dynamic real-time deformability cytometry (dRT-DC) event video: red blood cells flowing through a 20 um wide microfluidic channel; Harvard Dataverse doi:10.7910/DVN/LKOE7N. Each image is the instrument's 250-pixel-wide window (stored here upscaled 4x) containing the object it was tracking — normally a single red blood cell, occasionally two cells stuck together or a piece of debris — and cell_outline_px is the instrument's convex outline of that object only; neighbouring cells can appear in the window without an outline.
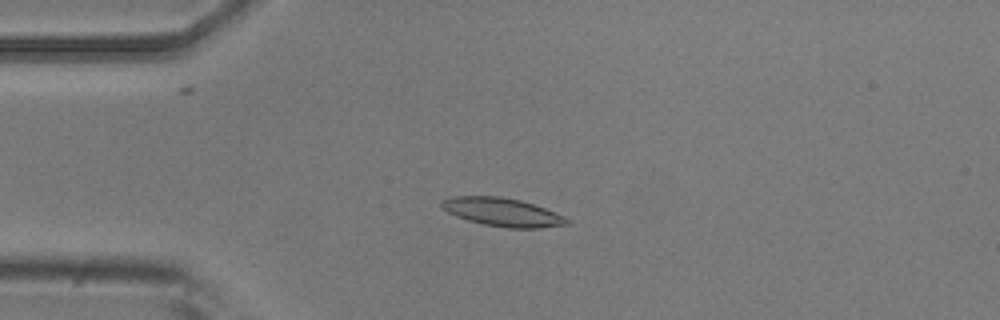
{"species": "common noctule bat (a hibernating species)", "species_latin": "Nyctalus noctula", "temperature_condition": "room temperature", "stored_images_in_passage": 48, "camera_frame_rate_fps": 3000, "um_per_image_px": 0.085, "animal": {"sex": "male", "body_mass_g": 20.5, "forearm_length_mm": 52.5}, "frame": {"image": 1, "passage_image": 9, "time_ms": 2.667, "image_size_px": [1000, 320], "cell_outline_px": [[572, 224], [540, 228], [508, 228], [484, 224], [468, 220], [456, 216], [448, 212], [440, 204], [440, 200], [452, 196], [500, 196], [520, 200], [544, 208], [564, 216], [572, 220]], "centroid_in_image_um": [42.74, 18.03], "position_along_channel_um": 42.3, "area_um2": 20.75}}
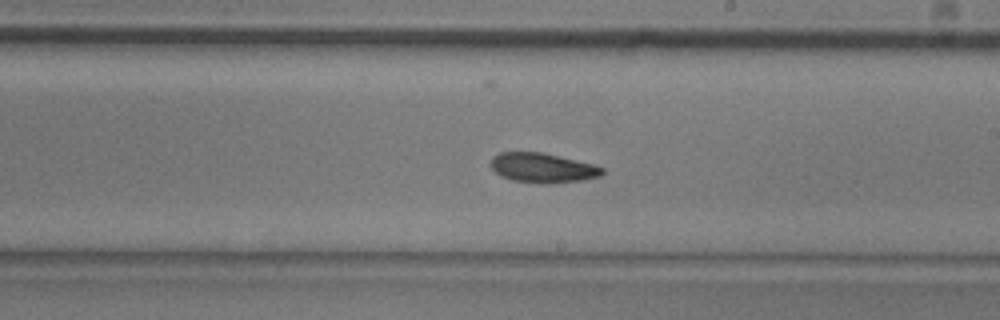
{"frame": {"image": 2, "passage_image": 26, "time_ms": 8.333, "image_size_px": [1000, 320], "cell_outline_px": [[604, 172], [600, 176], [584, 180], [552, 184], [544, 184], [512, 180], [500, 176], [492, 168], [492, 156], [500, 152], [544, 152], [596, 164], [604, 168]], "centroid_in_image_um": [46.17, 14.27], "position_along_channel_um": 242.8, "area_um2": 19.59}}
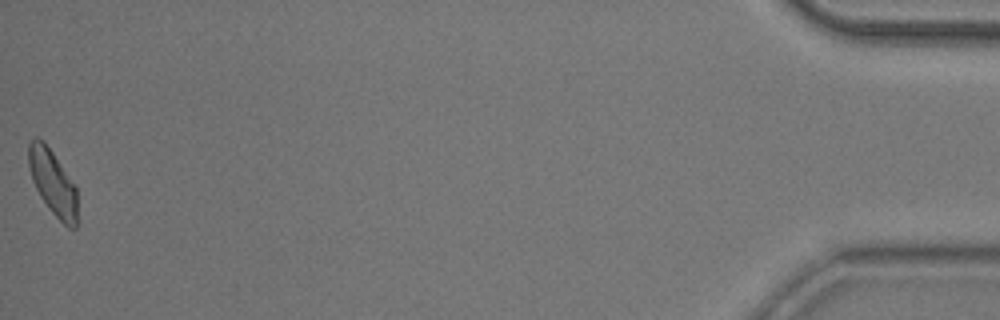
{"frame": {"image": 3, "passage_image": 48, "time_ms": 15.667, "image_size_px": [1000, 320], "cell_outline_px": [[80, 220], [76, 228], [68, 228], [48, 208], [40, 196], [32, 180], [28, 164], [28, 144], [36, 136], [44, 140], [76, 188]], "centroid_in_image_um": [4.52, 15.57], "position_along_channel_um": 430.7, "area_um2": 18.79}, "authors_computed_cell_mechanics": {"area_um2": 19.2763, "velocity_mm_per_s": 3.9099, "shape_relaxation_time_tau1_ms": 3.6564, "shape_relaxation_time_tau2_ms": 4.8852, "deformation_change_tau1": 0.1144, "deformation_change_tau2": 0.1227}}